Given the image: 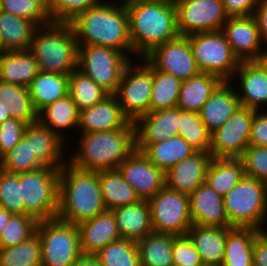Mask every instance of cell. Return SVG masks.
<instances>
[{"label":"cell","mask_w":267,"mask_h":266,"mask_svg":"<svg viewBox=\"0 0 267 266\" xmlns=\"http://www.w3.org/2000/svg\"><path fill=\"white\" fill-rule=\"evenodd\" d=\"M75 32L78 45H97L135 55L129 34V17L126 5L110 0L98 1L79 13L69 22ZM130 54V55H129Z\"/></svg>","instance_id":"obj_1"},{"label":"cell","mask_w":267,"mask_h":266,"mask_svg":"<svg viewBox=\"0 0 267 266\" xmlns=\"http://www.w3.org/2000/svg\"><path fill=\"white\" fill-rule=\"evenodd\" d=\"M132 49L139 58L180 34L174 0H136L126 5Z\"/></svg>","instance_id":"obj_2"},{"label":"cell","mask_w":267,"mask_h":266,"mask_svg":"<svg viewBox=\"0 0 267 266\" xmlns=\"http://www.w3.org/2000/svg\"><path fill=\"white\" fill-rule=\"evenodd\" d=\"M79 135L78 148L68 163L83 171L118 169L135 150V126L131 121L124 128Z\"/></svg>","instance_id":"obj_3"},{"label":"cell","mask_w":267,"mask_h":266,"mask_svg":"<svg viewBox=\"0 0 267 266\" xmlns=\"http://www.w3.org/2000/svg\"><path fill=\"white\" fill-rule=\"evenodd\" d=\"M105 211L98 172L83 171L67 162L60 169L57 218L78 225Z\"/></svg>","instance_id":"obj_4"},{"label":"cell","mask_w":267,"mask_h":266,"mask_svg":"<svg viewBox=\"0 0 267 266\" xmlns=\"http://www.w3.org/2000/svg\"><path fill=\"white\" fill-rule=\"evenodd\" d=\"M78 47L70 23L52 22L35 30L29 51L35 57L39 71L69 75L78 69Z\"/></svg>","instance_id":"obj_5"},{"label":"cell","mask_w":267,"mask_h":266,"mask_svg":"<svg viewBox=\"0 0 267 266\" xmlns=\"http://www.w3.org/2000/svg\"><path fill=\"white\" fill-rule=\"evenodd\" d=\"M223 201L231 227L266 230L267 183L245 175Z\"/></svg>","instance_id":"obj_6"},{"label":"cell","mask_w":267,"mask_h":266,"mask_svg":"<svg viewBox=\"0 0 267 266\" xmlns=\"http://www.w3.org/2000/svg\"><path fill=\"white\" fill-rule=\"evenodd\" d=\"M60 169L43 166L19 173L24 214L37 222L57 218Z\"/></svg>","instance_id":"obj_7"},{"label":"cell","mask_w":267,"mask_h":266,"mask_svg":"<svg viewBox=\"0 0 267 266\" xmlns=\"http://www.w3.org/2000/svg\"><path fill=\"white\" fill-rule=\"evenodd\" d=\"M188 39L200 72L216 75L222 81L232 80L240 61L221 30L191 34Z\"/></svg>","instance_id":"obj_8"},{"label":"cell","mask_w":267,"mask_h":266,"mask_svg":"<svg viewBox=\"0 0 267 266\" xmlns=\"http://www.w3.org/2000/svg\"><path fill=\"white\" fill-rule=\"evenodd\" d=\"M42 266H72L82 255L77 225L58 218L39 221Z\"/></svg>","instance_id":"obj_9"},{"label":"cell","mask_w":267,"mask_h":266,"mask_svg":"<svg viewBox=\"0 0 267 266\" xmlns=\"http://www.w3.org/2000/svg\"><path fill=\"white\" fill-rule=\"evenodd\" d=\"M139 59L143 60L139 64L132 60L127 64L114 94L131 122L150 112L153 66L144 57Z\"/></svg>","instance_id":"obj_10"},{"label":"cell","mask_w":267,"mask_h":266,"mask_svg":"<svg viewBox=\"0 0 267 266\" xmlns=\"http://www.w3.org/2000/svg\"><path fill=\"white\" fill-rule=\"evenodd\" d=\"M132 59L123 52L104 46L78 47V70L110 95L116 93L123 71Z\"/></svg>","instance_id":"obj_11"},{"label":"cell","mask_w":267,"mask_h":266,"mask_svg":"<svg viewBox=\"0 0 267 266\" xmlns=\"http://www.w3.org/2000/svg\"><path fill=\"white\" fill-rule=\"evenodd\" d=\"M151 222L156 233L173 236L187 235L192 226L189 195L166 186L148 200Z\"/></svg>","instance_id":"obj_12"},{"label":"cell","mask_w":267,"mask_h":266,"mask_svg":"<svg viewBox=\"0 0 267 266\" xmlns=\"http://www.w3.org/2000/svg\"><path fill=\"white\" fill-rule=\"evenodd\" d=\"M180 35L220 31L229 18L222 0H174Z\"/></svg>","instance_id":"obj_13"},{"label":"cell","mask_w":267,"mask_h":266,"mask_svg":"<svg viewBox=\"0 0 267 266\" xmlns=\"http://www.w3.org/2000/svg\"><path fill=\"white\" fill-rule=\"evenodd\" d=\"M256 110L240 107L221 127L211 133L210 154L214 158H240L250 145Z\"/></svg>","instance_id":"obj_14"},{"label":"cell","mask_w":267,"mask_h":266,"mask_svg":"<svg viewBox=\"0 0 267 266\" xmlns=\"http://www.w3.org/2000/svg\"><path fill=\"white\" fill-rule=\"evenodd\" d=\"M144 58L157 70L187 80L200 71L196 65L188 36L179 35L153 48Z\"/></svg>","instance_id":"obj_15"},{"label":"cell","mask_w":267,"mask_h":266,"mask_svg":"<svg viewBox=\"0 0 267 266\" xmlns=\"http://www.w3.org/2000/svg\"><path fill=\"white\" fill-rule=\"evenodd\" d=\"M140 200H149L166 186L165 172L135 149L118 167Z\"/></svg>","instance_id":"obj_16"},{"label":"cell","mask_w":267,"mask_h":266,"mask_svg":"<svg viewBox=\"0 0 267 266\" xmlns=\"http://www.w3.org/2000/svg\"><path fill=\"white\" fill-rule=\"evenodd\" d=\"M221 31L240 62L256 61L266 51L253 15L229 17Z\"/></svg>","instance_id":"obj_17"},{"label":"cell","mask_w":267,"mask_h":266,"mask_svg":"<svg viewBox=\"0 0 267 266\" xmlns=\"http://www.w3.org/2000/svg\"><path fill=\"white\" fill-rule=\"evenodd\" d=\"M134 126L135 149L142 151L147 145L179 136V108L149 112L139 117Z\"/></svg>","instance_id":"obj_18"},{"label":"cell","mask_w":267,"mask_h":266,"mask_svg":"<svg viewBox=\"0 0 267 266\" xmlns=\"http://www.w3.org/2000/svg\"><path fill=\"white\" fill-rule=\"evenodd\" d=\"M210 152L196 151L165 173L166 187L190 195L205 182L212 160Z\"/></svg>","instance_id":"obj_19"},{"label":"cell","mask_w":267,"mask_h":266,"mask_svg":"<svg viewBox=\"0 0 267 266\" xmlns=\"http://www.w3.org/2000/svg\"><path fill=\"white\" fill-rule=\"evenodd\" d=\"M23 138L30 141L32 155L44 166L61 169L68 162L63 151L67 143L38 120L27 124Z\"/></svg>","instance_id":"obj_20"},{"label":"cell","mask_w":267,"mask_h":266,"mask_svg":"<svg viewBox=\"0 0 267 266\" xmlns=\"http://www.w3.org/2000/svg\"><path fill=\"white\" fill-rule=\"evenodd\" d=\"M192 223L200 226L232 228L225 213L223 197L206 182L189 195Z\"/></svg>","instance_id":"obj_21"},{"label":"cell","mask_w":267,"mask_h":266,"mask_svg":"<svg viewBox=\"0 0 267 266\" xmlns=\"http://www.w3.org/2000/svg\"><path fill=\"white\" fill-rule=\"evenodd\" d=\"M130 120L124 115L115 95L79 111L77 134L108 131L124 128Z\"/></svg>","instance_id":"obj_22"},{"label":"cell","mask_w":267,"mask_h":266,"mask_svg":"<svg viewBox=\"0 0 267 266\" xmlns=\"http://www.w3.org/2000/svg\"><path fill=\"white\" fill-rule=\"evenodd\" d=\"M232 80L234 84L239 81L240 86L235 89L242 107L256 111L264 108L267 104V74L256 61L240 62Z\"/></svg>","instance_id":"obj_23"},{"label":"cell","mask_w":267,"mask_h":266,"mask_svg":"<svg viewBox=\"0 0 267 266\" xmlns=\"http://www.w3.org/2000/svg\"><path fill=\"white\" fill-rule=\"evenodd\" d=\"M241 107L235 86L222 81L199 112L201 121L212 133L221 127Z\"/></svg>","instance_id":"obj_24"},{"label":"cell","mask_w":267,"mask_h":266,"mask_svg":"<svg viewBox=\"0 0 267 266\" xmlns=\"http://www.w3.org/2000/svg\"><path fill=\"white\" fill-rule=\"evenodd\" d=\"M82 254L95 255L108 244L122 239L113 213L109 210L77 225Z\"/></svg>","instance_id":"obj_25"},{"label":"cell","mask_w":267,"mask_h":266,"mask_svg":"<svg viewBox=\"0 0 267 266\" xmlns=\"http://www.w3.org/2000/svg\"><path fill=\"white\" fill-rule=\"evenodd\" d=\"M122 239L139 241L154 232L151 209L147 200L111 210Z\"/></svg>","instance_id":"obj_26"},{"label":"cell","mask_w":267,"mask_h":266,"mask_svg":"<svg viewBox=\"0 0 267 266\" xmlns=\"http://www.w3.org/2000/svg\"><path fill=\"white\" fill-rule=\"evenodd\" d=\"M187 235L198 250L203 266H221L224 258L226 228L192 224Z\"/></svg>","instance_id":"obj_27"},{"label":"cell","mask_w":267,"mask_h":266,"mask_svg":"<svg viewBox=\"0 0 267 266\" xmlns=\"http://www.w3.org/2000/svg\"><path fill=\"white\" fill-rule=\"evenodd\" d=\"M37 120L67 142L66 132L78 129L79 111L68 94L40 110L37 113Z\"/></svg>","instance_id":"obj_28"},{"label":"cell","mask_w":267,"mask_h":266,"mask_svg":"<svg viewBox=\"0 0 267 266\" xmlns=\"http://www.w3.org/2000/svg\"><path fill=\"white\" fill-rule=\"evenodd\" d=\"M38 73V63L29 50L5 52L0 57L2 82L29 87Z\"/></svg>","instance_id":"obj_29"},{"label":"cell","mask_w":267,"mask_h":266,"mask_svg":"<svg viewBox=\"0 0 267 266\" xmlns=\"http://www.w3.org/2000/svg\"><path fill=\"white\" fill-rule=\"evenodd\" d=\"M68 85L67 74L39 71L28 87L34 110L38 113L48 104L68 95Z\"/></svg>","instance_id":"obj_30"},{"label":"cell","mask_w":267,"mask_h":266,"mask_svg":"<svg viewBox=\"0 0 267 266\" xmlns=\"http://www.w3.org/2000/svg\"><path fill=\"white\" fill-rule=\"evenodd\" d=\"M222 80L213 74L199 72L181 84L177 107L183 111L200 112Z\"/></svg>","instance_id":"obj_31"},{"label":"cell","mask_w":267,"mask_h":266,"mask_svg":"<svg viewBox=\"0 0 267 266\" xmlns=\"http://www.w3.org/2000/svg\"><path fill=\"white\" fill-rule=\"evenodd\" d=\"M261 231L254 228H226L224 258L221 266H253V244Z\"/></svg>","instance_id":"obj_32"},{"label":"cell","mask_w":267,"mask_h":266,"mask_svg":"<svg viewBox=\"0 0 267 266\" xmlns=\"http://www.w3.org/2000/svg\"><path fill=\"white\" fill-rule=\"evenodd\" d=\"M37 28L31 20L0 10V37L6 52L29 50Z\"/></svg>","instance_id":"obj_33"},{"label":"cell","mask_w":267,"mask_h":266,"mask_svg":"<svg viewBox=\"0 0 267 266\" xmlns=\"http://www.w3.org/2000/svg\"><path fill=\"white\" fill-rule=\"evenodd\" d=\"M102 198L107 210L140 201L134 188L124 179L119 169L98 171Z\"/></svg>","instance_id":"obj_34"},{"label":"cell","mask_w":267,"mask_h":266,"mask_svg":"<svg viewBox=\"0 0 267 266\" xmlns=\"http://www.w3.org/2000/svg\"><path fill=\"white\" fill-rule=\"evenodd\" d=\"M141 152L166 173L175 164L190 157L196 150L181 136H175L164 142L147 145Z\"/></svg>","instance_id":"obj_35"},{"label":"cell","mask_w":267,"mask_h":266,"mask_svg":"<svg viewBox=\"0 0 267 266\" xmlns=\"http://www.w3.org/2000/svg\"><path fill=\"white\" fill-rule=\"evenodd\" d=\"M241 158H212L207 169L205 182L224 197L243 177Z\"/></svg>","instance_id":"obj_36"},{"label":"cell","mask_w":267,"mask_h":266,"mask_svg":"<svg viewBox=\"0 0 267 266\" xmlns=\"http://www.w3.org/2000/svg\"><path fill=\"white\" fill-rule=\"evenodd\" d=\"M174 236L152 232L137 241L141 266H173Z\"/></svg>","instance_id":"obj_37"},{"label":"cell","mask_w":267,"mask_h":266,"mask_svg":"<svg viewBox=\"0 0 267 266\" xmlns=\"http://www.w3.org/2000/svg\"><path fill=\"white\" fill-rule=\"evenodd\" d=\"M0 101L11 118L22 120L26 124L37 121L28 87L0 81Z\"/></svg>","instance_id":"obj_38"},{"label":"cell","mask_w":267,"mask_h":266,"mask_svg":"<svg viewBox=\"0 0 267 266\" xmlns=\"http://www.w3.org/2000/svg\"><path fill=\"white\" fill-rule=\"evenodd\" d=\"M68 94L78 111L89 108L110 95L78 69L69 74Z\"/></svg>","instance_id":"obj_39"},{"label":"cell","mask_w":267,"mask_h":266,"mask_svg":"<svg viewBox=\"0 0 267 266\" xmlns=\"http://www.w3.org/2000/svg\"><path fill=\"white\" fill-rule=\"evenodd\" d=\"M182 80L153 67L150 112L177 107Z\"/></svg>","instance_id":"obj_40"},{"label":"cell","mask_w":267,"mask_h":266,"mask_svg":"<svg viewBox=\"0 0 267 266\" xmlns=\"http://www.w3.org/2000/svg\"><path fill=\"white\" fill-rule=\"evenodd\" d=\"M0 266H42L41 241L37 232L23 243L0 249Z\"/></svg>","instance_id":"obj_41"},{"label":"cell","mask_w":267,"mask_h":266,"mask_svg":"<svg viewBox=\"0 0 267 266\" xmlns=\"http://www.w3.org/2000/svg\"><path fill=\"white\" fill-rule=\"evenodd\" d=\"M179 136L196 151L209 152L211 148V132L203 124L198 112L179 109Z\"/></svg>","instance_id":"obj_42"},{"label":"cell","mask_w":267,"mask_h":266,"mask_svg":"<svg viewBox=\"0 0 267 266\" xmlns=\"http://www.w3.org/2000/svg\"><path fill=\"white\" fill-rule=\"evenodd\" d=\"M95 256L102 266H141L137 242L128 239L114 241Z\"/></svg>","instance_id":"obj_43"},{"label":"cell","mask_w":267,"mask_h":266,"mask_svg":"<svg viewBox=\"0 0 267 266\" xmlns=\"http://www.w3.org/2000/svg\"><path fill=\"white\" fill-rule=\"evenodd\" d=\"M0 10L31 20L38 27L53 22L46 0H0Z\"/></svg>","instance_id":"obj_44"},{"label":"cell","mask_w":267,"mask_h":266,"mask_svg":"<svg viewBox=\"0 0 267 266\" xmlns=\"http://www.w3.org/2000/svg\"><path fill=\"white\" fill-rule=\"evenodd\" d=\"M43 166L36 156L32 155L30 141L24 138L0 159V169L12 174L33 171Z\"/></svg>","instance_id":"obj_45"},{"label":"cell","mask_w":267,"mask_h":266,"mask_svg":"<svg viewBox=\"0 0 267 266\" xmlns=\"http://www.w3.org/2000/svg\"><path fill=\"white\" fill-rule=\"evenodd\" d=\"M37 221L27 214H13L0 236V249L23 243L36 232Z\"/></svg>","instance_id":"obj_46"},{"label":"cell","mask_w":267,"mask_h":266,"mask_svg":"<svg viewBox=\"0 0 267 266\" xmlns=\"http://www.w3.org/2000/svg\"><path fill=\"white\" fill-rule=\"evenodd\" d=\"M0 207L12 214H24L19 174L0 169Z\"/></svg>","instance_id":"obj_47"},{"label":"cell","mask_w":267,"mask_h":266,"mask_svg":"<svg viewBox=\"0 0 267 266\" xmlns=\"http://www.w3.org/2000/svg\"><path fill=\"white\" fill-rule=\"evenodd\" d=\"M53 22L69 23L99 0H46Z\"/></svg>","instance_id":"obj_48"},{"label":"cell","mask_w":267,"mask_h":266,"mask_svg":"<svg viewBox=\"0 0 267 266\" xmlns=\"http://www.w3.org/2000/svg\"><path fill=\"white\" fill-rule=\"evenodd\" d=\"M240 158L246 176L267 183V147L249 145Z\"/></svg>","instance_id":"obj_49"},{"label":"cell","mask_w":267,"mask_h":266,"mask_svg":"<svg viewBox=\"0 0 267 266\" xmlns=\"http://www.w3.org/2000/svg\"><path fill=\"white\" fill-rule=\"evenodd\" d=\"M172 257L175 266H203L200 254L188 235L174 236Z\"/></svg>","instance_id":"obj_50"},{"label":"cell","mask_w":267,"mask_h":266,"mask_svg":"<svg viewBox=\"0 0 267 266\" xmlns=\"http://www.w3.org/2000/svg\"><path fill=\"white\" fill-rule=\"evenodd\" d=\"M26 126L25 122L16 118L0 124V159L20 142Z\"/></svg>","instance_id":"obj_51"},{"label":"cell","mask_w":267,"mask_h":266,"mask_svg":"<svg viewBox=\"0 0 267 266\" xmlns=\"http://www.w3.org/2000/svg\"><path fill=\"white\" fill-rule=\"evenodd\" d=\"M250 145L267 147V110L256 111L254 115Z\"/></svg>","instance_id":"obj_52"},{"label":"cell","mask_w":267,"mask_h":266,"mask_svg":"<svg viewBox=\"0 0 267 266\" xmlns=\"http://www.w3.org/2000/svg\"><path fill=\"white\" fill-rule=\"evenodd\" d=\"M228 17L251 16L256 10L258 0H222Z\"/></svg>","instance_id":"obj_53"},{"label":"cell","mask_w":267,"mask_h":266,"mask_svg":"<svg viewBox=\"0 0 267 266\" xmlns=\"http://www.w3.org/2000/svg\"><path fill=\"white\" fill-rule=\"evenodd\" d=\"M252 260L253 266H267V230L255 237Z\"/></svg>","instance_id":"obj_54"},{"label":"cell","mask_w":267,"mask_h":266,"mask_svg":"<svg viewBox=\"0 0 267 266\" xmlns=\"http://www.w3.org/2000/svg\"><path fill=\"white\" fill-rule=\"evenodd\" d=\"M253 16L258 25L261 39L267 47V0H258Z\"/></svg>","instance_id":"obj_55"},{"label":"cell","mask_w":267,"mask_h":266,"mask_svg":"<svg viewBox=\"0 0 267 266\" xmlns=\"http://www.w3.org/2000/svg\"><path fill=\"white\" fill-rule=\"evenodd\" d=\"M72 266H102L93 254H82Z\"/></svg>","instance_id":"obj_56"},{"label":"cell","mask_w":267,"mask_h":266,"mask_svg":"<svg viewBox=\"0 0 267 266\" xmlns=\"http://www.w3.org/2000/svg\"><path fill=\"white\" fill-rule=\"evenodd\" d=\"M12 215H13L12 213L0 207V236L2 235V232L6 227V225L8 224L9 219L11 218Z\"/></svg>","instance_id":"obj_57"},{"label":"cell","mask_w":267,"mask_h":266,"mask_svg":"<svg viewBox=\"0 0 267 266\" xmlns=\"http://www.w3.org/2000/svg\"><path fill=\"white\" fill-rule=\"evenodd\" d=\"M266 51L256 60V62L263 68L267 74V47L264 45Z\"/></svg>","instance_id":"obj_58"},{"label":"cell","mask_w":267,"mask_h":266,"mask_svg":"<svg viewBox=\"0 0 267 266\" xmlns=\"http://www.w3.org/2000/svg\"><path fill=\"white\" fill-rule=\"evenodd\" d=\"M9 118H11L9 110H6V108L2 104V101H0V124Z\"/></svg>","instance_id":"obj_59"},{"label":"cell","mask_w":267,"mask_h":266,"mask_svg":"<svg viewBox=\"0 0 267 266\" xmlns=\"http://www.w3.org/2000/svg\"><path fill=\"white\" fill-rule=\"evenodd\" d=\"M100 2L102 1L103 2V0H99ZM134 1H136V0H114L113 1V3H115V4H120V5H128V4H130V3H133Z\"/></svg>","instance_id":"obj_60"},{"label":"cell","mask_w":267,"mask_h":266,"mask_svg":"<svg viewBox=\"0 0 267 266\" xmlns=\"http://www.w3.org/2000/svg\"><path fill=\"white\" fill-rule=\"evenodd\" d=\"M5 48L2 44L1 37H0V57L5 53Z\"/></svg>","instance_id":"obj_61"}]
</instances>
